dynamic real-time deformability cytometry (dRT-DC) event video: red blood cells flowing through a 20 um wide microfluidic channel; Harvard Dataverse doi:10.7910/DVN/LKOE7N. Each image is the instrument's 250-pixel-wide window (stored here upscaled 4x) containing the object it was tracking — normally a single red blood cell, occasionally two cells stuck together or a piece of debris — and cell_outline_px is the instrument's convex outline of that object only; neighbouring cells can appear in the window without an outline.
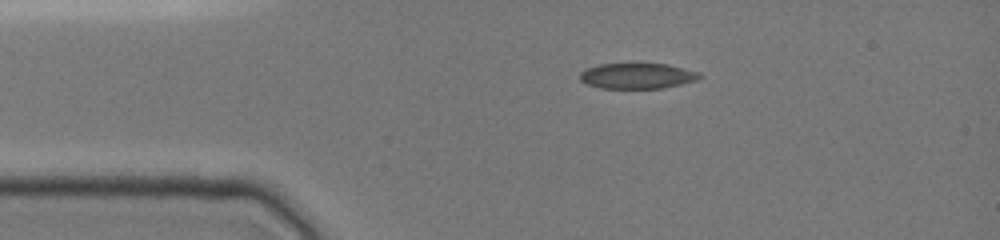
{"species": "common noctule bat (a hibernating species)", "species_latin": "Nyctalus noctula", "temperature_condition": "cold", "stored_images_in_passage": 9, "camera_frame_rate_fps": 3000, "um_per_image_px": 0.085, "animal": {"sex": "female", "body_mass_g": 19.0, "forearm_length_mm": 51.5}, "frame": {"image": 1, "passage_image": 1, "time_ms": 0.0, "image_size_px": [1000, 240], "cell_outline_px": [[704, 76], [696, 80], [664, 88], [600, 88], [588, 84], [580, 80], [580, 72], [584, 68], [600, 64], [668, 64], [700, 72]], "centroid_in_image_um": [54.17, 6.45], "position_along_channel_um": 30.8, "area_um2": 17.86}}
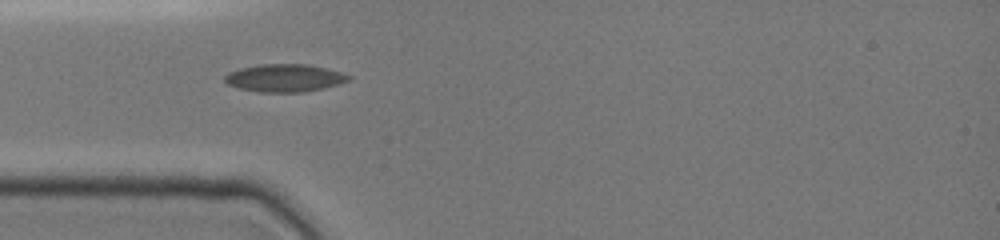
{"frame": {"image": 2, "passage_image": 5, "time_ms": 1.667, "image_size_px": [1000, 240], "cell_outline_px": [[352, 80], [324, 88], [300, 92], [260, 92], [236, 88], [228, 84], [224, 80], [224, 76], [228, 72], [240, 68], [260, 64], [308, 64], [340, 72], [352, 76]], "centroid_in_image_um": [24.17, 6.63], "position_along_channel_um": 60.8, "area_um2": 20.06}}